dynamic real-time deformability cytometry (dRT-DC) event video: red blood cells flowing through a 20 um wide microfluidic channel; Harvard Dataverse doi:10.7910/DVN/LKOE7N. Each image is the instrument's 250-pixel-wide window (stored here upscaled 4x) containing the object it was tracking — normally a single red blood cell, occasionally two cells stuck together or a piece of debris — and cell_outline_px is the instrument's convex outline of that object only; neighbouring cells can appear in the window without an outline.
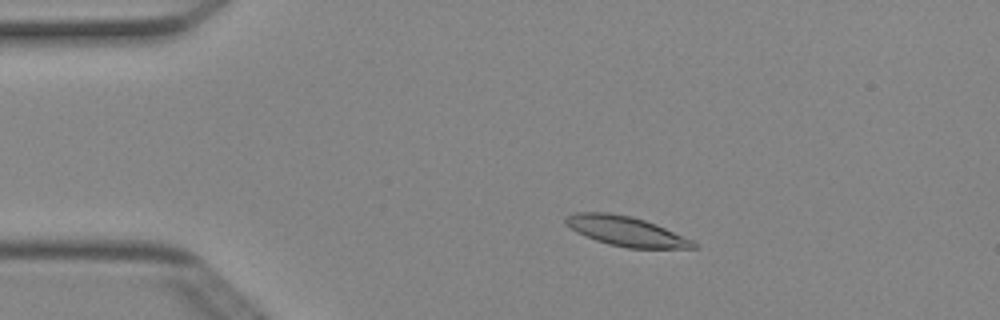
{"species": "Egyptian fruit bat (a non-hibernating species)", "species_latin": "Rousettus aegyptiacus", "temperature_condition": "cold", "stored_images_in_passage": 5, "camera_frame_rate_fps": 3000, "um_per_image_px": 0.085, "animal": {"sex": "female"}, "frame": {"image": 1, "passage_image": 3, "time_ms": 0.667, "image_size_px": [1000, 320], "cell_outline_px": [[700, 244], [696, 248], [628, 248], [608, 244], [584, 236], [576, 232], [564, 224], [564, 216], [572, 212], [608, 212], [632, 216], [656, 224], [692, 240]], "centroid_in_image_um": [53.16, 19.64], "position_along_channel_um": 31.8, "area_um2": 22.31}}
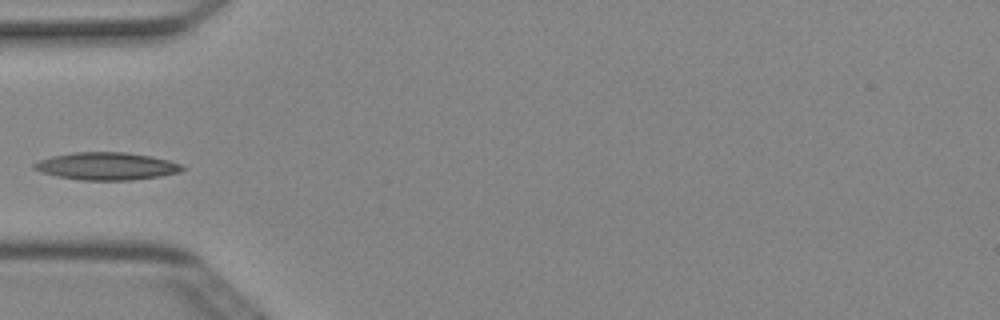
{"frame": {"image": 2, "passage_image": 5, "time_ms": 1.333, "image_size_px": [1000, 320], "cell_outline_px": [[184, 168], [180, 172], [160, 176], [132, 180], [80, 180], [60, 176], [44, 172], [32, 168], [32, 164], [40, 160], [52, 156], [72, 152], [124, 152], [152, 156], [168, 160], [180, 164]], "centroid_in_image_um": [9.07, 14.12], "position_along_channel_um": 75.9, "area_um2": 23.58}}